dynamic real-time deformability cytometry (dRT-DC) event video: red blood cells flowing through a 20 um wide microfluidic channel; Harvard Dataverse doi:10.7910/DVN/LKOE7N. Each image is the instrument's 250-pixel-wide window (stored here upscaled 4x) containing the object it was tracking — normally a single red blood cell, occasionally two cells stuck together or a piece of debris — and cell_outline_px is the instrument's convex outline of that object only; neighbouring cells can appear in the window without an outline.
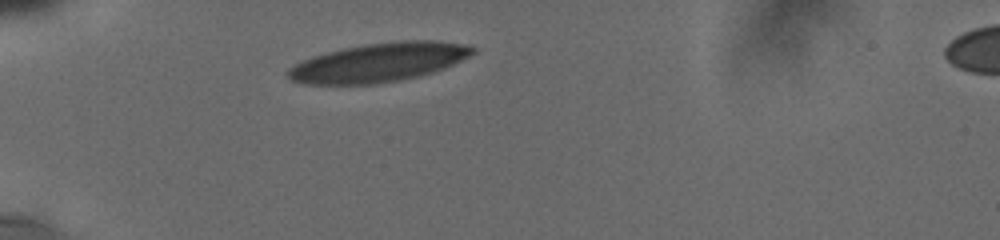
{"species": "human", "species_latin": "Homo sapiens", "temperature_condition": "cold", "stored_images_in_passage": 9, "camera_frame_rate_fps": 3000, "um_per_image_px": 0.085, "donor": {"sex": "male"}, "frame": {"image": 1, "passage_image": 1, "time_ms": 0.0, "image_size_px": [1000, 240], "cell_outline_px": [[476, 52], [444, 68], [420, 76], [372, 84], [308, 84], [292, 80], [284, 72], [288, 68], [312, 56], [344, 48], [364, 44], [396, 40], [432, 40], [468, 44], [476, 48]], "centroid_in_image_um": [32.22, 5.29], "position_along_channel_um": 52.8, "area_um2": 41.67}}
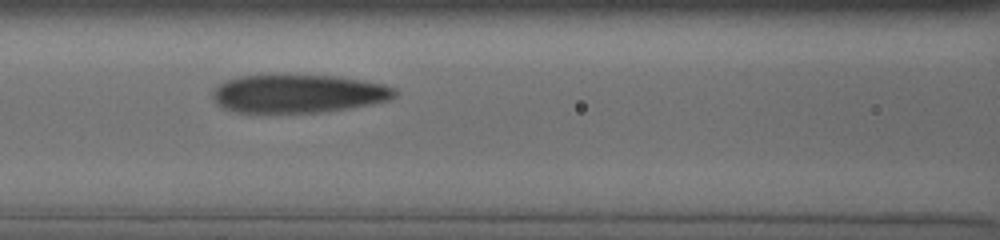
{"frame": {"image": 2, "passage_image": 6, "time_ms": 3.0, "image_size_px": [1000, 240], "cell_outline_px": [[396, 96], [388, 100], [348, 108], [320, 112], [236, 112], [224, 108], [216, 104], [212, 96], [212, 92], [224, 80], [240, 76], [336, 76], [364, 80], [384, 84], [396, 88]], "centroid_in_image_um": [25.35, 7.96], "position_along_channel_um": 141.2, "area_um2": 40.23}}
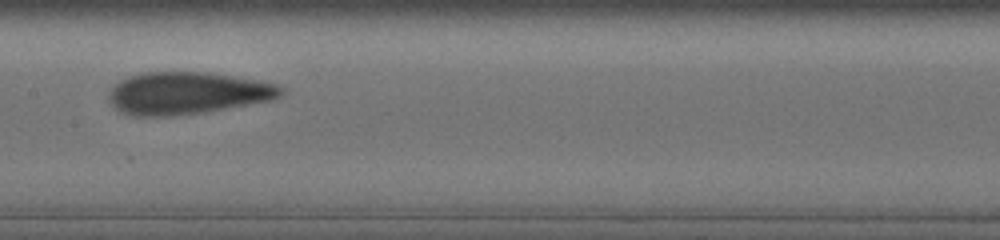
{"frame": {"image": 3, "passage_image": 8, "time_ms": 4.333, "image_size_px": [1000, 240], "cell_outline_px": [[284, 92], [280, 96], [268, 100], [200, 112], [172, 116], [136, 116], [120, 112], [108, 100], [108, 92], [120, 80], [128, 76], [144, 72], [208, 72], [232, 76], [276, 84], [284, 88]], "centroid_in_image_um": [15.85, 7.9], "position_along_channel_um": 191.6, "area_um2": 41.85}}